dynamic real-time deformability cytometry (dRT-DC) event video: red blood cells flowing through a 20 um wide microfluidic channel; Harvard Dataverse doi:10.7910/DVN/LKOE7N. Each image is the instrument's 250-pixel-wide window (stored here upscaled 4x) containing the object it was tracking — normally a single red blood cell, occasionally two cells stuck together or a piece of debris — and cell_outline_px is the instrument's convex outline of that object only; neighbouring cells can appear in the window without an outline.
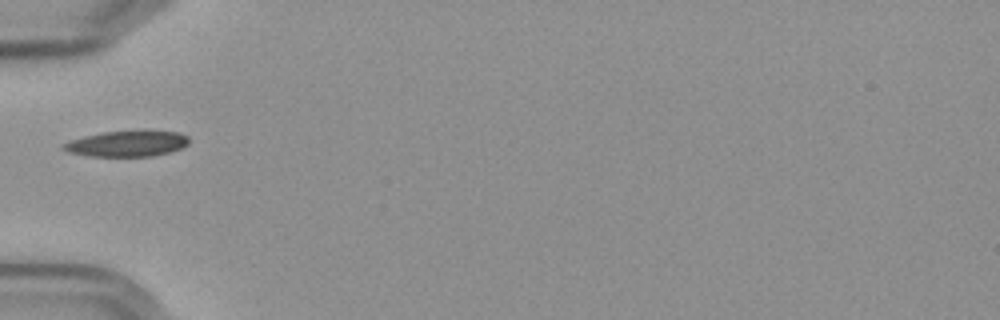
{"species": "Egyptian fruit bat (a non-hibernating species)", "species_latin": "Rousettus aegyptiacus", "temperature_condition": "cold", "stored_images_in_passage": 1, "camera_frame_rate_fps": 3000, "um_per_image_px": 0.085, "frame": {"image": 1, "passage_image": 1, "time_ms": 0.0, "image_size_px": [1000, 320], "cell_outline_px": [[188, 144], [180, 148], [168, 152], [152, 156], [88, 156], [68, 152], [60, 148], [60, 144], [68, 140], [84, 136], [104, 132], [144, 128], [180, 132], [188, 136]], "centroid_in_image_um": [10.79, 12.16], "position_along_channel_um": 74.2, "area_um2": 19.65}}